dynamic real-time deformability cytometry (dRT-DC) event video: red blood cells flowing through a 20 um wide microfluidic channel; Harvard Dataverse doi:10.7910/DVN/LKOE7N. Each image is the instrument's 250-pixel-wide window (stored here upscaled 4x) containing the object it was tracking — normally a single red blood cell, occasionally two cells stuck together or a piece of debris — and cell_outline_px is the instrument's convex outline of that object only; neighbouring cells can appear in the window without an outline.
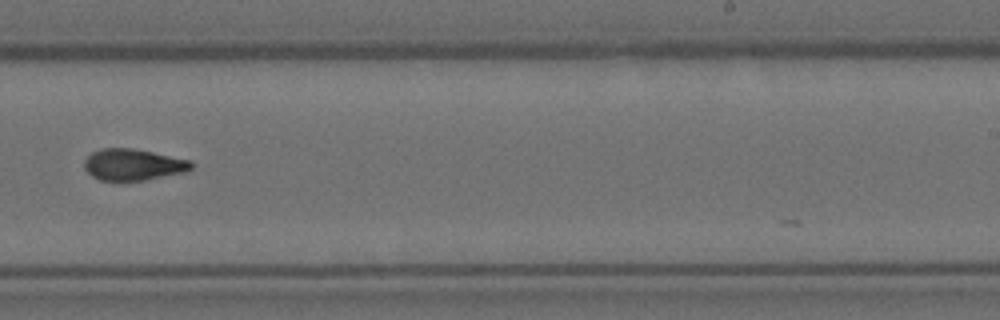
{"species": "Egyptian fruit bat (a non-hibernating species)", "species_latin": "Rousettus aegyptiacus", "temperature_condition": "room temperature", "stored_images_in_passage": 10, "segment_of_instrument_passage": [2, 2], "camera_frame_rate_fps": 3000, "um_per_image_px": 0.085, "animal": {"sex": "female"}, "frame": {"image": 1, "passage_image": 10, "time_ms": 3.0, "image_size_px": [1000, 320], "cell_outline_px": [[192, 168], [184, 172], [144, 180], [100, 180], [92, 176], [84, 168], [84, 160], [92, 152], [100, 148], [132, 148], [192, 160]], "centroid_in_image_um": [11.3, 13.98], "position_along_channel_um": 277.7, "area_um2": 19.48}}